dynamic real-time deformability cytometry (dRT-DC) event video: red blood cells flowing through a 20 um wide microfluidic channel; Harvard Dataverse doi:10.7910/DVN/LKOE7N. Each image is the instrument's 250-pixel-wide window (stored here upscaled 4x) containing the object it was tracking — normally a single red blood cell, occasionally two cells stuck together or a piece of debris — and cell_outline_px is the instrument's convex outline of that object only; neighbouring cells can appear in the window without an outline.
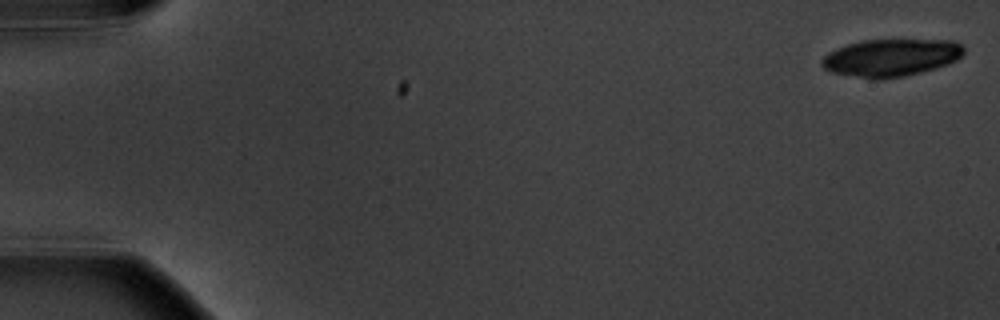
{"species": "common noctule bat (a hibernating species)", "species_latin": "Nyctalus noctula", "temperature_condition": "warm", "stored_images_in_passage": 5, "camera_frame_rate_fps": 3000, "um_per_image_px": 0.085, "animal": {"sex": "male", "body_mass_g": 20.1, "forearm_length_mm": 53.5}, "frame": {"image": 1, "passage_image": 1, "time_ms": 0.0, "image_size_px": [1000, 320], "cell_outline_px": [[964, 52], [956, 60], [948, 64], [936, 68], [904, 76], [880, 80], [872, 80], [832, 72], [824, 68], [820, 64], [820, 60], [828, 52], [836, 48], [860, 40], [952, 40], [960, 44], [964, 48]], "centroid_in_image_um": [75.7, 4.91], "position_along_channel_um": 9.3, "area_um2": 31.15}}